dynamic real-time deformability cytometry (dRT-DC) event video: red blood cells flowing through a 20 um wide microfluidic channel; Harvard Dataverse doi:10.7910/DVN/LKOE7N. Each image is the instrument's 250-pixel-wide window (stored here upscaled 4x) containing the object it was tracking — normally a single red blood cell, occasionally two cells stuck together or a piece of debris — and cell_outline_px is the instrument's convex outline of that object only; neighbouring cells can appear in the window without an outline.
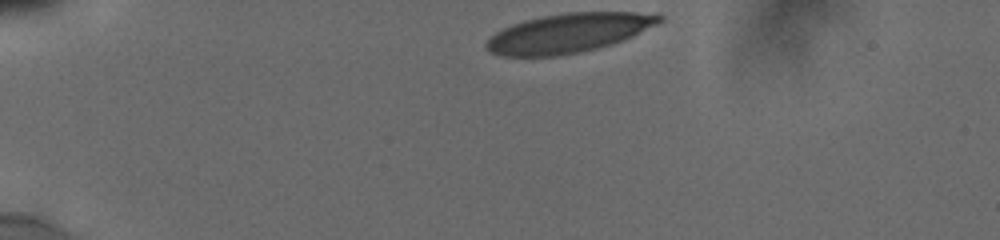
{"species": "human", "species_latin": "Homo sapiens", "temperature_condition": "cold", "stored_images_in_passage": 5, "camera_frame_rate_fps": 3000, "um_per_image_px": 0.085, "donor": {"sex": "male"}, "frame": {"image": 1, "passage_image": 1, "time_ms": 0.0, "image_size_px": [1000, 240], "cell_outline_px": [[664, 20], [624, 40], [600, 48], [580, 52], [556, 56], [500, 56], [488, 52], [484, 44], [496, 32], [512, 24], [524, 20], [540, 16], [568, 12], [636, 12], [664, 16]], "centroid_in_image_um": [48.3, 2.81], "position_along_channel_um": 36.7, "area_um2": 39.54}}
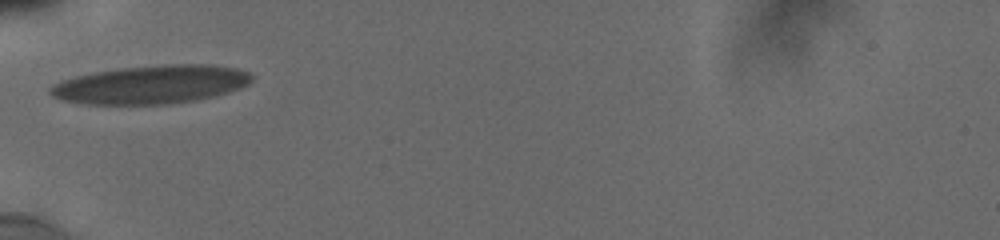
{"frame": {"image": 2, "passage_image": 4, "time_ms": 2.667, "image_size_px": [1000, 240], "cell_outline_px": [[252, 80], [248, 84], [240, 88], [228, 92], [196, 100], [164, 104], [84, 104], [60, 100], [52, 96], [48, 92], [48, 88], [52, 84], [76, 76], [92, 72], [120, 68], [164, 64], [208, 64], [236, 68], [248, 72], [252, 76]], "centroid_in_image_um": [12.8, 7.18], "position_along_channel_um": 72.2, "area_um2": 45.14}}